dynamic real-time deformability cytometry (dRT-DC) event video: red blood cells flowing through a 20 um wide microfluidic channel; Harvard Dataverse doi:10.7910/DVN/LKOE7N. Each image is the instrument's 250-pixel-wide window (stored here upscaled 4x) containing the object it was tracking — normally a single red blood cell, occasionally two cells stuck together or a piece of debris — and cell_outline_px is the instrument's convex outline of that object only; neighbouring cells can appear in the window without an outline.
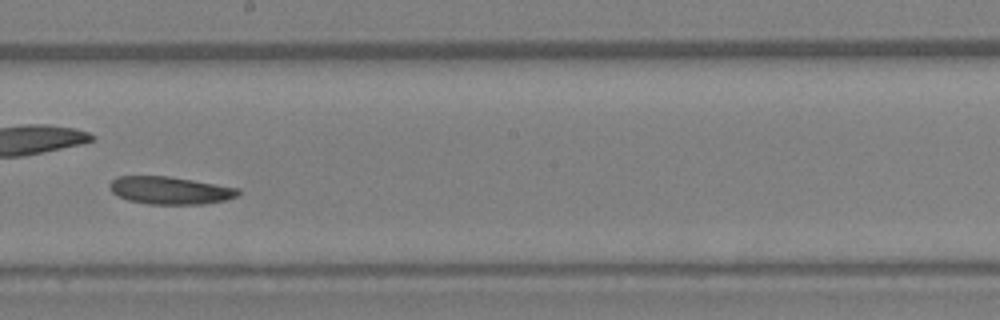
{"species": "Egyptian fruit bat (a non-hibernating species)", "species_latin": "Rousettus aegyptiacus", "temperature_condition": "warm", "stored_images_in_passage": 31, "camera_frame_rate_fps": 3000, "um_per_image_px": 0.085, "animal": {"sex": "female"}, "frame": {"image": 1, "passage_image": 14, "time_ms": 4.333, "image_size_px": [1000, 320], "cell_outline_px": [[240, 192], [236, 196], [224, 200], [204, 204], [148, 204], [128, 200], [116, 196], [108, 188], [108, 184], [116, 176], [168, 176], [240, 188]], "centroid_in_image_um": [14.4, 16.18], "position_along_channel_um": 233.8, "area_um2": 20.75}}